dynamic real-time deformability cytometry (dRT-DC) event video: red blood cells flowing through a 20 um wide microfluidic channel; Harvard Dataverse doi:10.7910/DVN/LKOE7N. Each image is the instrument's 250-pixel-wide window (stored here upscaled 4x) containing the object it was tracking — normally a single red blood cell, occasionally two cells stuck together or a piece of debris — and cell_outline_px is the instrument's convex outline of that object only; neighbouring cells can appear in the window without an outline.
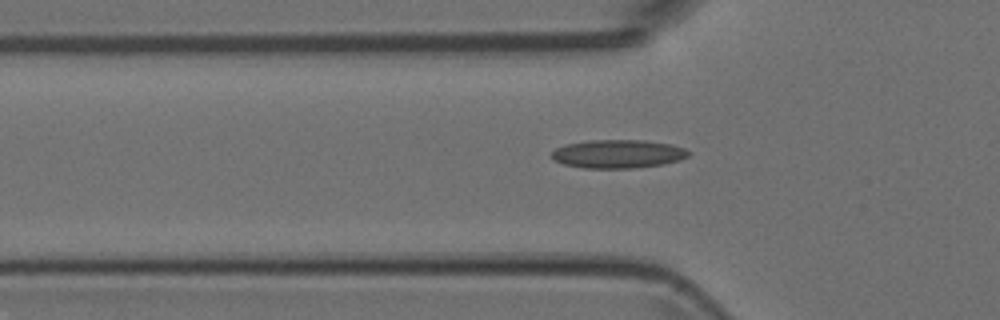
{"species": "Egyptian fruit bat (a non-hibernating species)", "species_latin": "Rousettus aegyptiacus", "temperature_condition": "room temperature", "stored_images_in_passage": 39, "camera_frame_rate_fps": 3000, "um_per_image_px": 0.085, "animal": {"sex": "female"}, "frame": {"image": 1, "passage_image": 5, "time_ms": 1.333, "image_size_px": [1000, 320], "cell_outline_px": [[692, 152], [688, 156], [680, 160], [664, 164], [632, 168], [584, 168], [564, 164], [556, 160], [552, 156], [552, 152], [556, 148], [564, 144], [592, 140], [644, 140], [672, 144], [684, 148]], "centroid_in_image_um": [52.57, 13.08], "position_along_channel_um": 73.2, "area_um2": 22.72}}
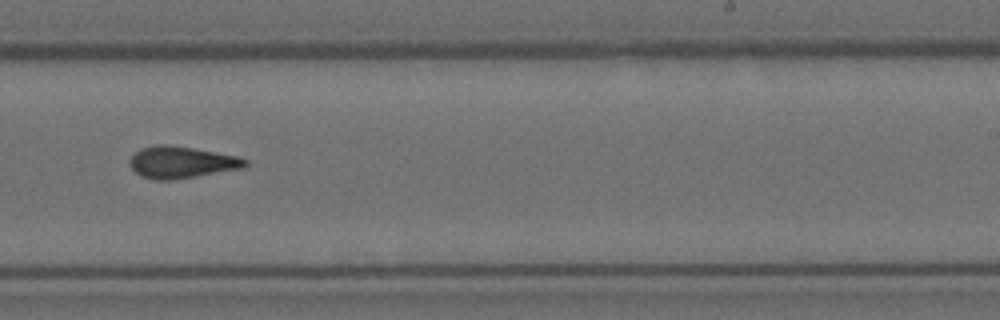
{"frame": {"image": 2, "passage_image": 20, "time_ms": 6.333, "image_size_px": [1000, 320], "cell_outline_px": [[248, 164], [244, 168], [196, 176], [168, 180], [156, 180], [140, 176], [128, 164], [128, 160], [140, 148], [156, 144], [168, 144], [240, 156], [248, 160]], "centroid_in_image_um": [15.43, 13.78], "position_along_channel_um": 273.6, "area_um2": 21.5}}
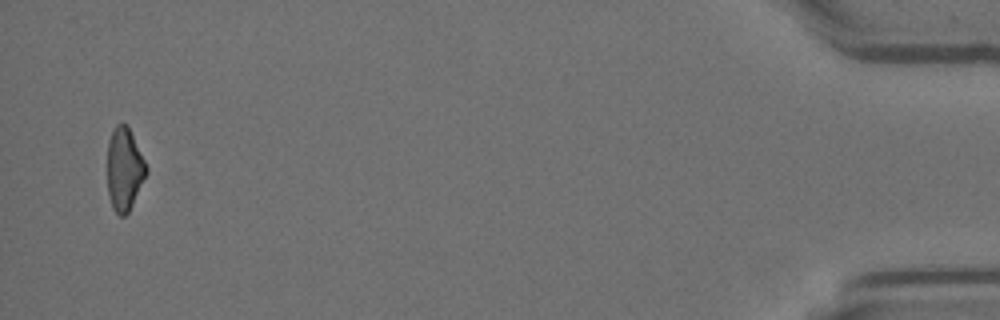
{"frame": {"image": 3, "passage_image": 38, "time_ms": 12.333, "image_size_px": [1000, 320], "cell_outline_px": [[148, 172], [128, 212], [124, 216], [120, 216], [112, 208], [108, 196], [108, 140], [112, 128], [116, 124], [128, 124], [148, 168]], "centroid_in_image_um": [10.57, 14.35], "position_along_channel_um": 424.6, "area_um2": 18.9}}